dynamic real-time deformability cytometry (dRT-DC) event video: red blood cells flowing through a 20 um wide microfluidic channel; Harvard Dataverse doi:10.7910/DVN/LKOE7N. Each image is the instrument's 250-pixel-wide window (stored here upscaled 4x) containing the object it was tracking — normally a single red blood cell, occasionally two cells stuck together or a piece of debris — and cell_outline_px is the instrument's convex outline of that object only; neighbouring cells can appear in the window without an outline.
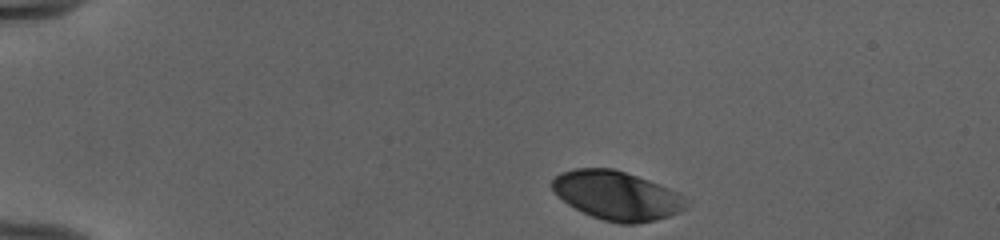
{"species": "human", "species_latin": "Homo sapiens", "temperature_condition": "cold", "stored_images_in_passage": 43, "camera_frame_rate_fps": 3000, "um_per_image_px": 0.085, "donor": {"sex": "female"}, "frame": {"image": 1, "passage_image": 1, "time_ms": 0.0, "image_size_px": [1000, 240], "cell_outline_px": [[692, 200], [680, 212], [656, 220], [636, 224], [620, 224], [604, 220], [592, 216], [568, 204], [556, 196], [552, 192], [552, 180], [560, 172], [576, 168], [612, 168], [648, 180], [668, 188]], "centroid_in_image_um": [52.43, 16.62], "position_along_channel_um": 32.6, "area_um2": 38.21}}
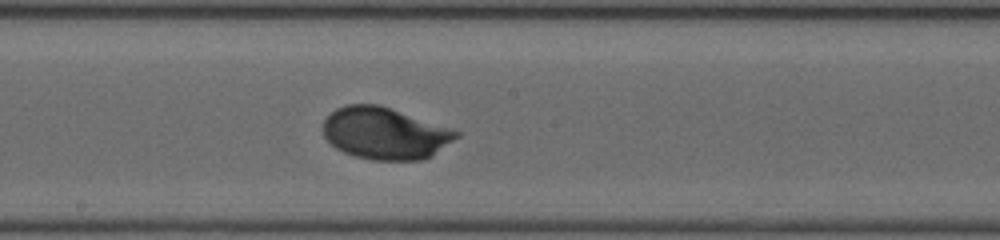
{"frame": {"image": 2, "passage_image": 21, "time_ms": 6.667, "image_size_px": [1000, 240], "cell_outline_px": [[460, 136], [432, 156], [424, 160], [372, 160], [356, 156], [344, 152], [336, 148], [324, 136], [320, 128], [324, 120], [336, 108], [348, 104], [376, 104], [460, 132]], "centroid_in_image_um": [32.68, 11.35], "position_along_channel_um": 215.5, "area_um2": 39.88}}
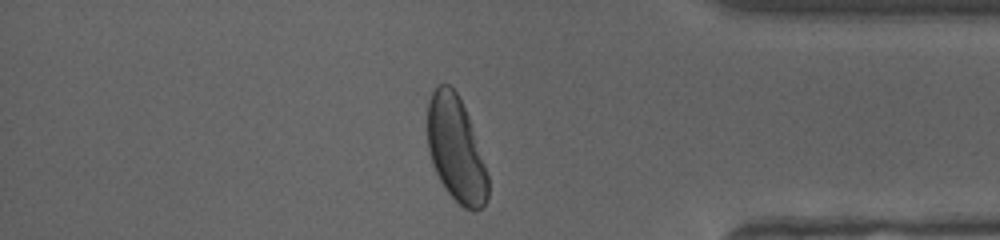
{"frame": {"image": 3, "passage_image": 36, "time_ms": 11.667, "image_size_px": [1000, 240], "cell_outline_px": [[488, 200], [480, 208], [464, 208], [448, 192], [440, 180], [432, 164], [428, 148], [428, 104], [432, 92], [440, 84], [448, 84], [456, 92], [468, 116], [488, 176]], "centroid_in_image_um": [38.74, 12.69], "position_along_channel_um": 396.5, "area_um2": 36.18}, "authors_computed_cell_mechanics": {"area_um2": 38.9572, "velocity_mm_per_s": 3.9509, "shape_relaxation_time_tau1_ms": 1.8291, "shape_relaxation_time_tau2_ms": null, "deformation_change_tau1": 0.1417, "deformation_change_tau2": null}}